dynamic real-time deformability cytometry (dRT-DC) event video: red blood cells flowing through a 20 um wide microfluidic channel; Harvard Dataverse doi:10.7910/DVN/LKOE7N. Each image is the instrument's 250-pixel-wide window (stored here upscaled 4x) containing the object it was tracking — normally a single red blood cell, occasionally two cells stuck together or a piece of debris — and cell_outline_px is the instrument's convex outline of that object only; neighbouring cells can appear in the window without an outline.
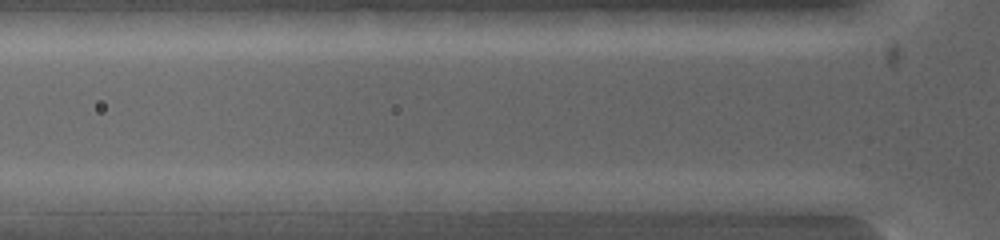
{"species": "common noctule bat (a hibernating species)", "species_latin": "Nyctalus noctula", "temperature_condition": "warm", "stored_images_in_passage": 6, "camera_frame_rate_fps": 5000, "um_per_image_px": 0.085, "animal": {"sex": "female", "body_mass_g": 19.0, "forearm_length_mm": 53.3}, "frame": {"image": 1, "passage_image": 2, "time_ms": 0.2, "image_size_px": [1000, 240], "cell_outline_px": [[604, 200], [576, 212], [496, 212], [492, 200], [500, 192], [592, 192]], "centroid_in_image_um": [46.26, 17.15], "position_along_channel_um": 79.5, "area_um2": 14.22}}